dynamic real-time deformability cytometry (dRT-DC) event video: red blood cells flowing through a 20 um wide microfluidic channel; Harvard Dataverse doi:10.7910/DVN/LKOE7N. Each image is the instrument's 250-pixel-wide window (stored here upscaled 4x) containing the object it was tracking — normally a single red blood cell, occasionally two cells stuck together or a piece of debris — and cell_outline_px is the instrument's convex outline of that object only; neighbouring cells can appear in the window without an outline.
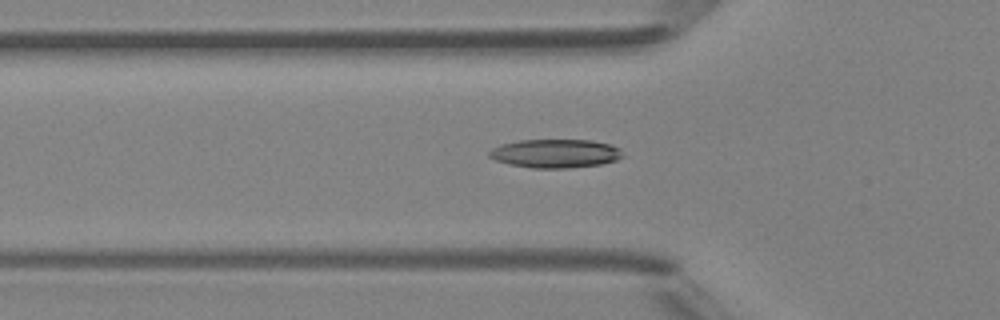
{"species": "Egyptian fruit bat (a non-hibernating species)", "species_latin": "Rousettus aegyptiacus", "temperature_condition": "room temperature", "stored_images_in_passage": 28, "camera_frame_rate_fps": 3000, "um_per_image_px": 0.085, "animal": {"sex": "female"}, "frame": {"image": 1, "passage_image": 11, "time_ms": 3.333, "image_size_px": [1000, 320], "cell_outline_px": [[624, 156], [616, 160], [600, 164], [568, 168], [532, 168], [508, 164], [496, 160], [488, 156], [488, 152], [492, 148], [500, 144], [520, 140], [592, 140], [612, 144], [620, 148]], "centroid_in_image_um": [47.21, 13.04], "position_along_channel_um": 78.6, "area_um2": 22.43}}
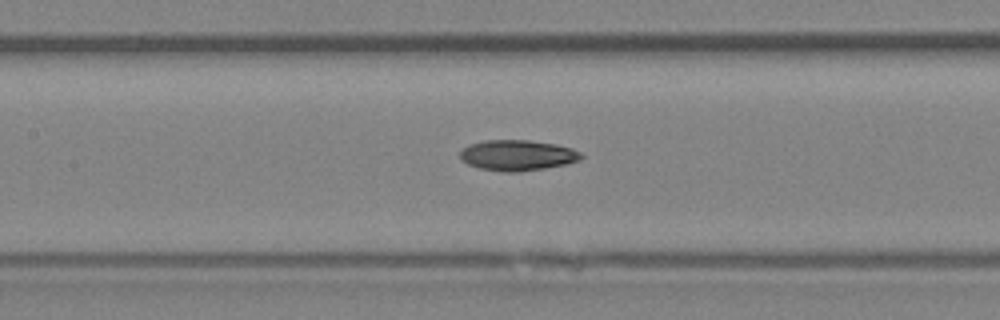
{"frame": {"image": 2, "passage_image": 17, "time_ms": 5.333, "image_size_px": [1000, 320], "cell_outline_px": [[584, 156], [580, 160], [568, 164], [520, 172], [500, 172], [480, 168], [468, 164], [460, 160], [460, 152], [464, 148], [472, 144], [484, 140], [528, 140], [556, 144], [572, 148], [580, 152]], "centroid_in_image_um": [44.0, 13.21], "position_along_channel_um": 163.4, "area_um2": 21.73}}
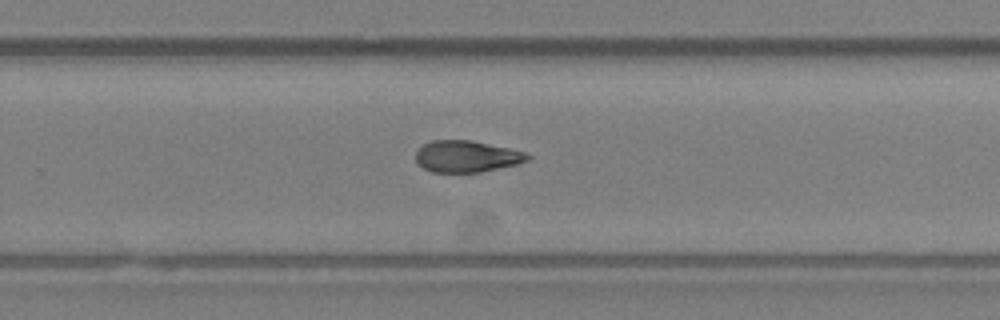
{"frame": {"image": 3, "passage_image": 26, "time_ms": 8.333, "image_size_px": [1000, 320], "cell_outline_px": [[532, 156], [528, 160], [516, 164], [480, 172], [432, 172], [424, 168], [416, 160], [416, 152], [424, 144], [432, 140], [468, 140], [508, 148], [524, 152]], "centroid_in_image_um": [39.65, 13.29], "position_along_channel_um": 290.1, "area_um2": 20.23}}